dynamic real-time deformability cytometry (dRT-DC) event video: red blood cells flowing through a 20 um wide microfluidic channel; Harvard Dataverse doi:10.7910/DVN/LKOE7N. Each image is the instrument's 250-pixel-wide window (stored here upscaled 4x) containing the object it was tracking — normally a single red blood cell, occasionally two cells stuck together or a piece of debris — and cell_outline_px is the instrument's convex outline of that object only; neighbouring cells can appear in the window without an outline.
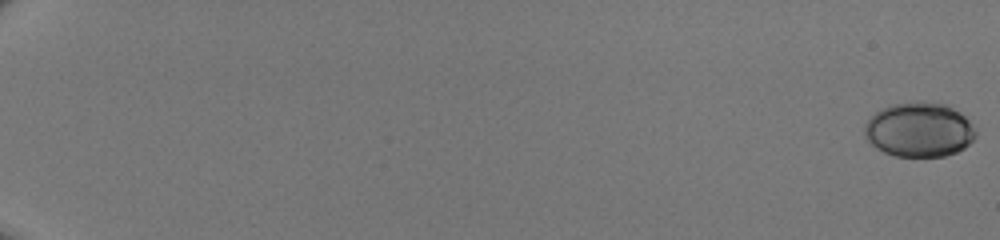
{"species": "human", "species_latin": "Homo sapiens", "temperature_condition": "room temperature", "stored_images_in_passage": 52, "camera_frame_rate_fps": 3000, "um_per_image_px": 0.085, "donor": {"sex": "male"}, "frame": {"image": 1, "passage_image": 1, "time_ms": 0.0, "image_size_px": [1000, 240], "cell_outline_px": [[976, 136], [964, 148], [956, 152], [944, 156], [896, 156], [884, 152], [876, 148], [864, 136], [864, 124], [876, 112], [888, 104], [916, 100], [920, 100], [952, 104], [972, 124], [976, 132]], "centroid_in_image_um": [78.13, 10.98], "position_along_channel_um": 6.9, "area_um2": 35.89}}
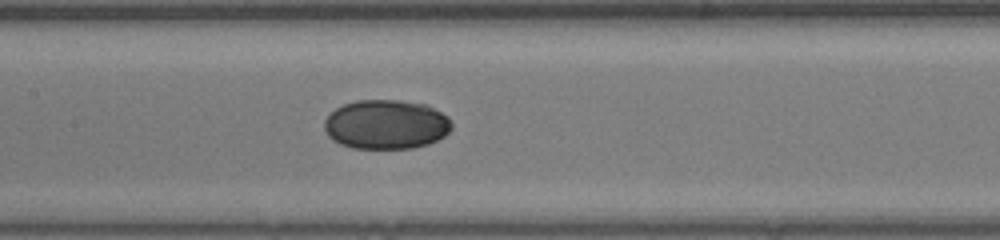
{"frame": {"image": 2, "passage_image": 30, "time_ms": 9.667, "image_size_px": [1000, 240], "cell_outline_px": [[452, 128], [444, 136], [428, 144], [412, 148], [352, 148], [340, 144], [332, 140], [328, 136], [324, 128], [324, 120], [336, 108], [344, 104], [356, 100], [400, 100], [428, 104], [436, 108], [448, 116], [452, 124]], "centroid_in_image_um": [32.83, 10.57], "position_along_channel_um": 174.6, "area_um2": 36.93}}
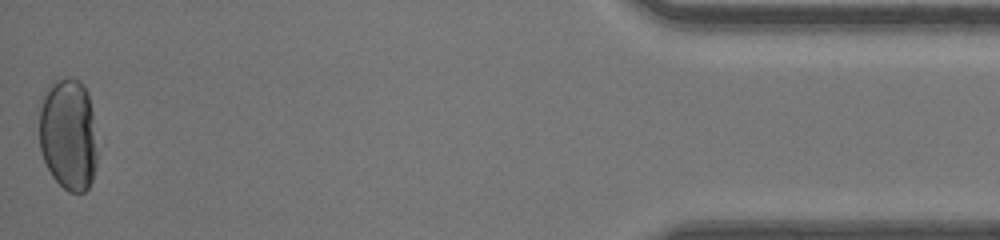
{"frame": {"image": 3, "passage_image": 52, "time_ms": 17.0, "image_size_px": [1000, 240], "cell_outline_px": [[96, 164], [92, 180], [88, 188], [84, 192], [68, 192], [52, 176], [44, 160], [40, 148], [40, 96], [52, 80], [64, 76], [68, 76], [80, 80], [84, 84], [88, 92], [92, 112], [96, 152]], "centroid_in_image_um": [5.79, 11.35], "position_along_channel_um": 429.4, "area_um2": 38.38}}